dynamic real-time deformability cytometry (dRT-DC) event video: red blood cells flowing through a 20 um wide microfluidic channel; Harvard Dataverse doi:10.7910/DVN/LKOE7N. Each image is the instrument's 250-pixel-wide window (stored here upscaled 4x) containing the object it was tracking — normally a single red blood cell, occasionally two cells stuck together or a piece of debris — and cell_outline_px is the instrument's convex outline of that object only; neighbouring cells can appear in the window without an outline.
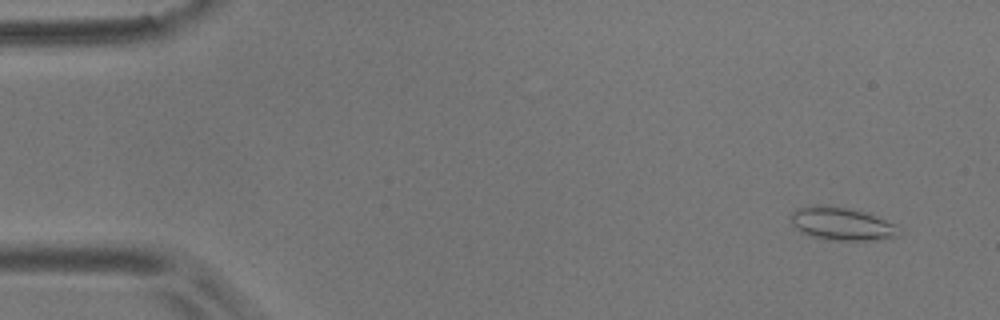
{"species": "common noctule bat (a hibernating species)", "species_latin": "Nyctalus noctula", "temperature_condition": "room temperature", "stored_images_in_passage": 57, "camera_frame_rate_fps": 3000, "um_per_image_px": 0.085, "animal": {"sex": "male", "body_mass_g": 17.9}, "frame": {"image": 1, "passage_image": 4, "time_ms": 1.0, "image_size_px": [1000, 320], "cell_outline_px": [[900, 236], [872, 240], [828, 240], [812, 236], [796, 228], [792, 224], [788, 216], [796, 208], [820, 204], [848, 208], [868, 212], [896, 224], [900, 228]], "centroid_in_image_um": [71.57, 19.01], "position_along_channel_um": 13.4, "area_um2": 21.04}}
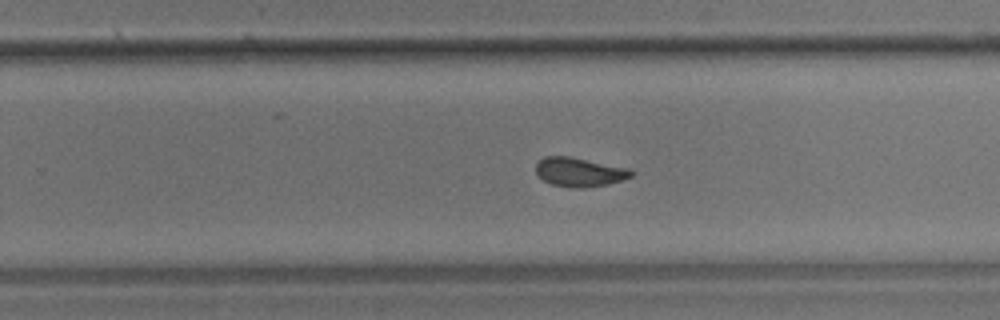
{"frame": {"image": 2, "passage_image": 36, "time_ms": 11.667, "image_size_px": [1000, 320], "cell_outline_px": [[636, 172], [632, 176], [608, 184], [584, 188], [568, 188], [552, 184], [544, 180], [536, 172], [536, 164], [544, 156], [568, 156], [628, 168]], "centroid_in_image_um": [49.25, 14.63], "position_along_channel_um": 280.5, "area_um2": 16.07}}
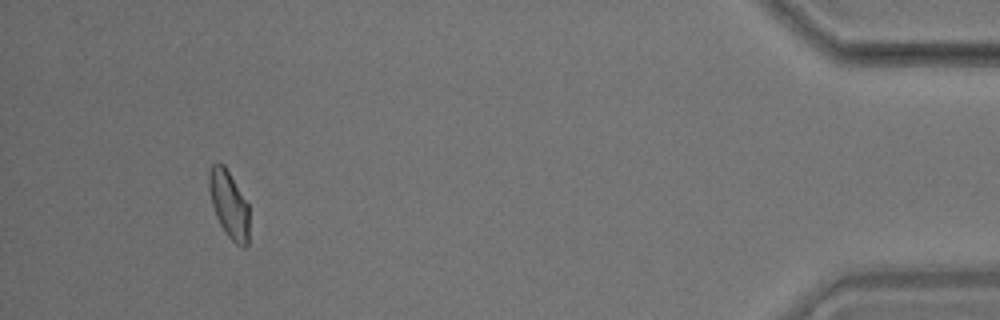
{"frame": {"image": 3, "passage_image": 53, "time_ms": 17.333, "image_size_px": [1000, 320], "cell_outline_px": [[248, 244], [244, 248], [236, 244], [228, 236], [220, 224], [216, 216], [212, 204], [208, 188], [208, 172], [212, 164], [224, 164], [248, 204]], "centroid_in_image_um": [19.45, 17.37], "position_along_channel_um": 415.8, "area_um2": 15.61}, "authors_computed_cell_mechanics": {"area_um2": 16.5308, "velocity_mm_per_s": 3.5524, "shape_relaxation_time_tau1_ms": 4.7551, "shape_relaxation_time_tau2_ms": 1.5191, "deformation_change_tau1": 0.111, "deformation_change_tau2": 0.0672}}